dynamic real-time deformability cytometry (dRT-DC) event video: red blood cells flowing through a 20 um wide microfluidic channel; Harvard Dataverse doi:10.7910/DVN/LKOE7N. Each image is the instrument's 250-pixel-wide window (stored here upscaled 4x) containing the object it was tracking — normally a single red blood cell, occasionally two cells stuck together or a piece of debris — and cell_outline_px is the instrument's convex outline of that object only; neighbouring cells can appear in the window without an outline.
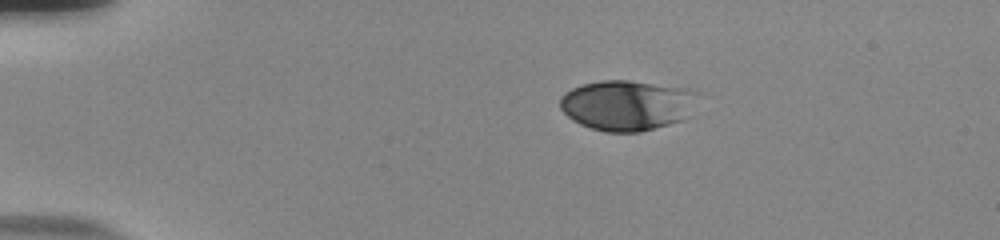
{"species": "human", "species_latin": "Homo sapiens", "temperature_condition": "room temperature", "stored_images_in_passage": 44, "camera_frame_rate_fps": 3000, "um_per_image_px": 0.085, "donor": {"sex": "male"}, "frame": {"image": 1, "passage_image": 1, "time_ms": 0.0, "image_size_px": [1000, 240], "cell_outline_px": [[700, 92], [680, 120], [668, 124], [640, 132], [604, 132], [580, 124], [572, 120], [560, 108], [560, 96], [564, 92], [580, 84], [600, 80], [628, 80], [688, 88]], "centroid_in_image_um": [53.21, 8.92], "position_along_channel_um": 31.8, "area_um2": 40.11}}
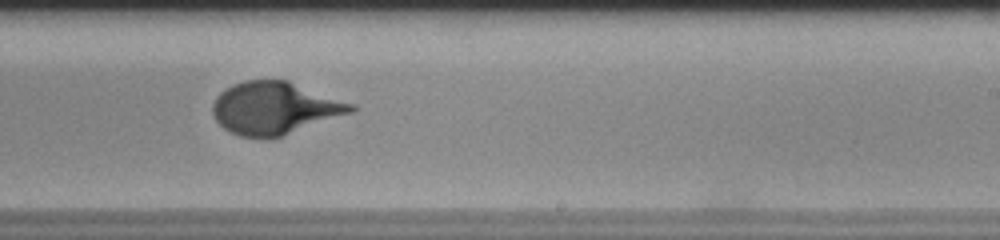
{"frame": {"image": 2, "passage_image": 25, "time_ms": 8.0, "image_size_px": [1000, 240], "cell_outline_px": [[356, 108], [352, 112], [272, 140], [260, 140], [240, 136], [224, 128], [212, 116], [212, 104], [216, 96], [220, 92], [232, 84], [244, 80], [288, 80], [356, 104]], "centroid_in_image_um": [23.34, 9.21], "position_along_channel_um": 265.7, "area_um2": 42.95}}
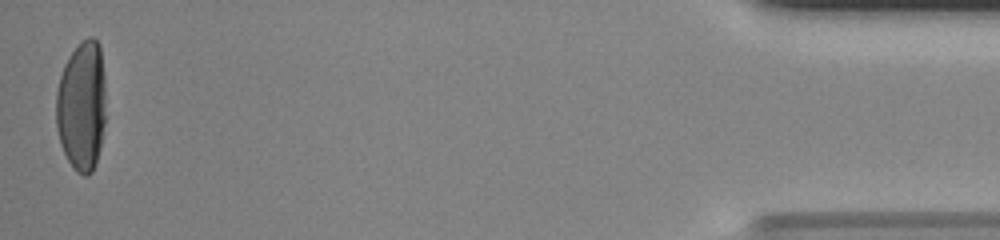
{"frame": {"image": 3, "passage_image": 44, "time_ms": 14.333, "image_size_px": [1000, 240], "cell_outline_px": [[104, 124], [100, 148], [92, 172], [88, 176], [84, 176], [76, 172], [72, 168], [60, 144], [56, 124], [56, 92], [60, 76], [64, 64], [68, 56], [88, 36], [92, 36], [100, 44], [104, 72]], "centroid_in_image_um": [6.94, 9.01], "position_along_channel_um": 428.3, "area_um2": 37.8}}